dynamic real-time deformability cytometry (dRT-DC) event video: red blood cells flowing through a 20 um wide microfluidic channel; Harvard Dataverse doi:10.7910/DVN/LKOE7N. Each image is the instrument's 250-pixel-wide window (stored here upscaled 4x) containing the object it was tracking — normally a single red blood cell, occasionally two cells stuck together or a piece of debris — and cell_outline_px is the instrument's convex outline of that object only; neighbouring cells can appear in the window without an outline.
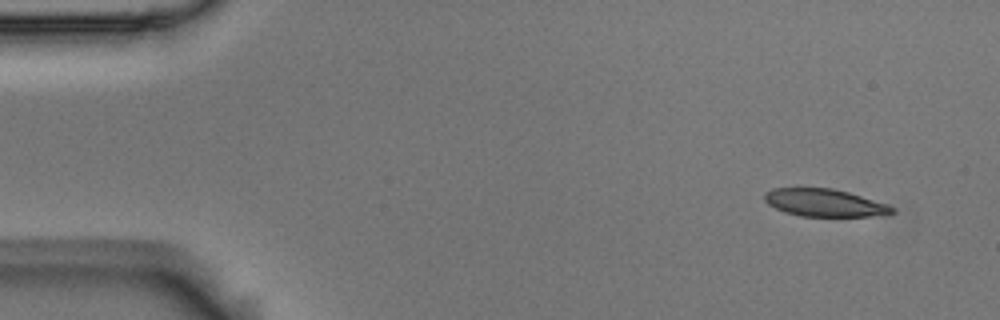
{"species": "Egyptian fruit bat (a non-hibernating species)", "species_latin": "Rousettus aegyptiacus", "temperature_condition": "room temperature", "stored_images_in_passage": 4, "camera_frame_rate_fps": 3000, "um_per_image_px": 0.085, "animal": {"sex": "male"}, "frame": {"image": 1, "passage_image": 1, "time_ms": 0.0, "image_size_px": [1000, 320], "cell_outline_px": [[896, 212], [892, 216], [800, 216], [784, 212], [768, 204], [764, 200], [764, 192], [772, 188], [832, 188], [848, 192], [888, 204], [896, 208]], "centroid_in_image_um": [70.15, 17.25], "position_along_channel_um": 14.9, "area_um2": 20.81}}
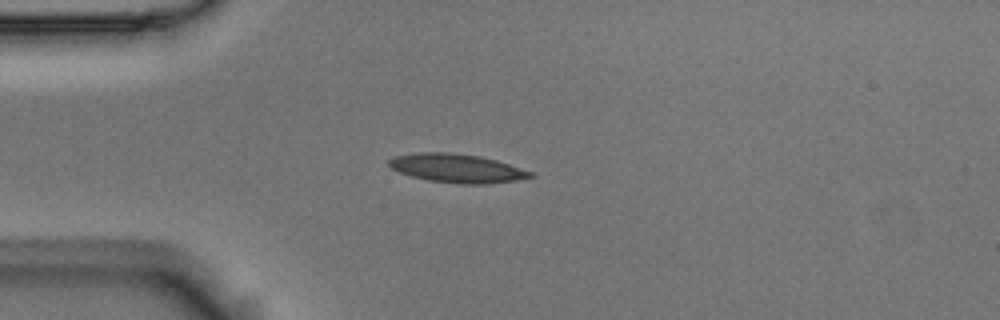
{"frame": {"image": 2, "passage_image": 4, "time_ms": 1.0, "image_size_px": [1000, 320], "cell_outline_px": [[536, 176], [516, 180], [484, 184], [460, 184], [428, 180], [412, 176], [400, 172], [392, 168], [388, 164], [388, 160], [396, 156], [420, 152], [452, 152], [480, 156], [496, 160], [532, 172]], "centroid_in_image_um": [38.84, 14.3], "position_along_channel_um": 46.2, "area_um2": 23.47}}